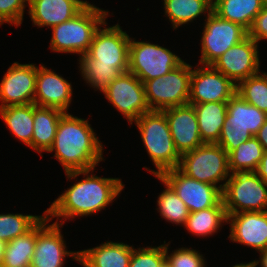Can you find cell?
<instances>
[{"label": "cell", "mask_w": 267, "mask_h": 267, "mask_svg": "<svg viewBox=\"0 0 267 267\" xmlns=\"http://www.w3.org/2000/svg\"><path fill=\"white\" fill-rule=\"evenodd\" d=\"M94 170L95 168L65 173L68 180H74L80 175H83V179L67 188L45 210V215L50 221L57 218L56 223L64 225L65 221L75 217L97 214L116 200L124 190L122 179L100 177L93 174Z\"/></svg>", "instance_id": "cell-1"}, {"label": "cell", "mask_w": 267, "mask_h": 267, "mask_svg": "<svg viewBox=\"0 0 267 267\" xmlns=\"http://www.w3.org/2000/svg\"><path fill=\"white\" fill-rule=\"evenodd\" d=\"M89 120L64 113L58 123L52 146L47 153L63 166L65 173L96 168L104 159L103 144Z\"/></svg>", "instance_id": "cell-2"}, {"label": "cell", "mask_w": 267, "mask_h": 267, "mask_svg": "<svg viewBox=\"0 0 267 267\" xmlns=\"http://www.w3.org/2000/svg\"><path fill=\"white\" fill-rule=\"evenodd\" d=\"M134 123L148 157L157 170L144 168L155 177L167 170L178 168L181 156L175 149L165 113L151 110L141 115Z\"/></svg>", "instance_id": "cell-3"}, {"label": "cell", "mask_w": 267, "mask_h": 267, "mask_svg": "<svg viewBox=\"0 0 267 267\" xmlns=\"http://www.w3.org/2000/svg\"><path fill=\"white\" fill-rule=\"evenodd\" d=\"M109 11L94 5L83 9L72 19L53 26L49 48L54 53L81 55L88 51L99 27L105 23Z\"/></svg>", "instance_id": "cell-4"}, {"label": "cell", "mask_w": 267, "mask_h": 267, "mask_svg": "<svg viewBox=\"0 0 267 267\" xmlns=\"http://www.w3.org/2000/svg\"><path fill=\"white\" fill-rule=\"evenodd\" d=\"M178 169L190 178L212 184L221 190L231 175L228 153L217 143H203L182 154Z\"/></svg>", "instance_id": "cell-5"}, {"label": "cell", "mask_w": 267, "mask_h": 267, "mask_svg": "<svg viewBox=\"0 0 267 267\" xmlns=\"http://www.w3.org/2000/svg\"><path fill=\"white\" fill-rule=\"evenodd\" d=\"M227 214L267 211V184L252 170L233 171L222 190Z\"/></svg>", "instance_id": "cell-6"}, {"label": "cell", "mask_w": 267, "mask_h": 267, "mask_svg": "<svg viewBox=\"0 0 267 267\" xmlns=\"http://www.w3.org/2000/svg\"><path fill=\"white\" fill-rule=\"evenodd\" d=\"M184 60L166 47L149 41H136L131 37L129 44L128 71L143 83L164 76L181 65Z\"/></svg>", "instance_id": "cell-7"}, {"label": "cell", "mask_w": 267, "mask_h": 267, "mask_svg": "<svg viewBox=\"0 0 267 267\" xmlns=\"http://www.w3.org/2000/svg\"><path fill=\"white\" fill-rule=\"evenodd\" d=\"M192 65L185 61L171 72L144 83L150 110L162 111L188 103Z\"/></svg>", "instance_id": "cell-8"}, {"label": "cell", "mask_w": 267, "mask_h": 267, "mask_svg": "<svg viewBox=\"0 0 267 267\" xmlns=\"http://www.w3.org/2000/svg\"><path fill=\"white\" fill-rule=\"evenodd\" d=\"M205 18L198 65H212L229 48L248 36L244 27L221 19L214 12Z\"/></svg>", "instance_id": "cell-9"}, {"label": "cell", "mask_w": 267, "mask_h": 267, "mask_svg": "<svg viewBox=\"0 0 267 267\" xmlns=\"http://www.w3.org/2000/svg\"><path fill=\"white\" fill-rule=\"evenodd\" d=\"M49 222L44 215L36 224V244L30 267H65L66 257L79 262V251L67 250L66 241L61 234L64 225Z\"/></svg>", "instance_id": "cell-10"}, {"label": "cell", "mask_w": 267, "mask_h": 267, "mask_svg": "<svg viewBox=\"0 0 267 267\" xmlns=\"http://www.w3.org/2000/svg\"><path fill=\"white\" fill-rule=\"evenodd\" d=\"M102 93L130 125L141 115L151 111L146 100L144 83L129 71L114 79Z\"/></svg>", "instance_id": "cell-11"}, {"label": "cell", "mask_w": 267, "mask_h": 267, "mask_svg": "<svg viewBox=\"0 0 267 267\" xmlns=\"http://www.w3.org/2000/svg\"><path fill=\"white\" fill-rule=\"evenodd\" d=\"M107 26L105 21L96 31L86 55L97 64L113 65L122 73L128 72L131 38L118 23Z\"/></svg>", "instance_id": "cell-12"}, {"label": "cell", "mask_w": 267, "mask_h": 267, "mask_svg": "<svg viewBox=\"0 0 267 267\" xmlns=\"http://www.w3.org/2000/svg\"><path fill=\"white\" fill-rule=\"evenodd\" d=\"M186 204L190 213L216 206L222 200V190L209 183L200 182L170 169L159 176Z\"/></svg>", "instance_id": "cell-13"}, {"label": "cell", "mask_w": 267, "mask_h": 267, "mask_svg": "<svg viewBox=\"0 0 267 267\" xmlns=\"http://www.w3.org/2000/svg\"><path fill=\"white\" fill-rule=\"evenodd\" d=\"M190 78L189 104L227 102L235 93L237 85L212 65L193 69Z\"/></svg>", "instance_id": "cell-14"}, {"label": "cell", "mask_w": 267, "mask_h": 267, "mask_svg": "<svg viewBox=\"0 0 267 267\" xmlns=\"http://www.w3.org/2000/svg\"><path fill=\"white\" fill-rule=\"evenodd\" d=\"M258 45L254 39L247 36L223 53L212 66L237 85L260 72Z\"/></svg>", "instance_id": "cell-15"}, {"label": "cell", "mask_w": 267, "mask_h": 267, "mask_svg": "<svg viewBox=\"0 0 267 267\" xmlns=\"http://www.w3.org/2000/svg\"><path fill=\"white\" fill-rule=\"evenodd\" d=\"M36 64L14 62L0 82V108L34 103Z\"/></svg>", "instance_id": "cell-16"}, {"label": "cell", "mask_w": 267, "mask_h": 267, "mask_svg": "<svg viewBox=\"0 0 267 267\" xmlns=\"http://www.w3.org/2000/svg\"><path fill=\"white\" fill-rule=\"evenodd\" d=\"M228 238L233 243L251 247L259 253L267 249V211L227 214Z\"/></svg>", "instance_id": "cell-17"}, {"label": "cell", "mask_w": 267, "mask_h": 267, "mask_svg": "<svg viewBox=\"0 0 267 267\" xmlns=\"http://www.w3.org/2000/svg\"><path fill=\"white\" fill-rule=\"evenodd\" d=\"M165 113L175 149L181 156L204 142L199 133L197 115L192 104L162 110Z\"/></svg>", "instance_id": "cell-18"}, {"label": "cell", "mask_w": 267, "mask_h": 267, "mask_svg": "<svg viewBox=\"0 0 267 267\" xmlns=\"http://www.w3.org/2000/svg\"><path fill=\"white\" fill-rule=\"evenodd\" d=\"M72 84L54 70L40 64L36 66L34 104L39 107L56 108L68 113L73 96Z\"/></svg>", "instance_id": "cell-19"}, {"label": "cell", "mask_w": 267, "mask_h": 267, "mask_svg": "<svg viewBox=\"0 0 267 267\" xmlns=\"http://www.w3.org/2000/svg\"><path fill=\"white\" fill-rule=\"evenodd\" d=\"M28 13L34 26L52 28L68 21L83 8L73 0H28Z\"/></svg>", "instance_id": "cell-20"}, {"label": "cell", "mask_w": 267, "mask_h": 267, "mask_svg": "<svg viewBox=\"0 0 267 267\" xmlns=\"http://www.w3.org/2000/svg\"><path fill=\"white\" fill-rule=\"evenodd\" d=\"M132 245L106 241L99 246L79 251V262L83 267H129Z\"/></svg>", "instance_id": "cell-21"}, {"label": "cell", "mask_w": 267, "mask_h": 267, "mask_svg": "<svg viewBox=\"0 0 267 267\" xmlns=\"http://www.w3.org/2000/svg\"><path fill=\"white\" fill-rule=\"evenodd\" d=\"M63 111L56 108L39 107L34 104V122L32 134V149L41 157L52 146L57 126Z\"/></svg>", "instance_id": "cell-22"}, {"label": "cell", "mask_w": 267, "mask_h": 267, "mask_svg": "<svg viewBox=\"0 0 267 267\" xmlns=\"http://www.w3.org/2000/svg\"><path fill=\"white\" fill-rule=\"evenodd\" d=\"M197 115L199 133L204 143H217L226 120L227 102L192 104Z\"/></svg>", "instance_id": "cell-23"}, {"label": "cell", "mask_w": 267, "mask_h": 267, "mask_svg": "<svg viewBox=\"0 0 267 267\" xmlns=\"http://www.w3.org/2000/svg\"><path fill=\"white\" fill-rule=\"evenodd\" d=\"M212 12L221 19L234 22L247 31L262 10L261 0H213Z\"/></svg>", "instance_id": "cell-24"}, {"label": "cell", "mask_w": 267, "mask_h": 267, "mask_svg": "<svg viewBox=\"0 0 267 267\" xmlns=\"http://www.w3.org/2000/svg\"><path fill=\"white\" fill-rule=\"evenodd\" d=\"M267 119V114L246 102L235 93L227 101V115L223 125H239L248 129L255 136Z\"/></svg>", "instance_id": "cell-25"}, {"label": "cell", "mask_w": 267, "mask_h": 267, "mask_svg": "<svg viewBox=\"0 0 267 267\" xmlns=\"http://www.w3.org/2000/svg\"><path fill=\"white\" fill-rule=\"evenodd\" d=\"M165 16L173 29L212 13L213 0H163Z\"/></svg>", "instance_id": "cell-26"}, {"label": "cell", "mask_w": 267, "mask_h": 267, "mask_svg": "<svg viewBox=\"0 0 267 267\" xmlns=\"http://www.w3.org/2000/svg\"><path fill=\"white\" fill-rule=\"evenodd\" d=\"M0 116L11 134L32 149L34 103L0 108Z\"/></svg>", "instance_id": "cell-27"}, {"label": "cell", "mask_w": 267, "mask_h": 267, "mask_svg": "<svg viewBox=\"0 0 267 267\" xmlns=\"http://www.w3.org/2000/svg\"><path fill=\"white\" fill-rule=\"evenodd\" d=\"M227 224V213L221 200L216 206L189 213L184 228L193 236L209 237Z\"/></svg>", "instance_id": "cell-28"}, {"label": "cell", "mask_w": 267, "mask_h": 267, "mask_svg": "<svg viewBox=\"0 0 267 267\" xmlns=\"http://www.w3.org/2000/svg\"><path fill=\"white\" fill-rule=\"evenodd\" d=\"M36 244V225L24 235L6 244L0 265L4 267H30Z\"/></svg>", "instance_id": "cell-29"}, {"label": "cell", "mask_w": 267, "mask_h": 267, "mask_svg": "<svg viewBox=\"0 0 267 267\" xmlns=\"http://www.w3.org/2000/svg\"><path fill=\"white\" fill-rule=\"evenodd\" d=\"M79 72L84 81L95 91L102 93L106 87L122 72L115 68L113 65L97 64L94 60L90 59L86 54L79 57Z\"/></svg>", "instance_id": "cell-30"}, {"label": "cell", "mask_w": 267, "mask_h": 267, "mask_svg": "<svg viewBox=\"0 0 267 267\" xmlns=\"http://www.w3.org/2000/svg\"><path fill=\"white\" fill-rule=\"evenodd\" d=\"M156 178L165 185V189L157 197L156 210H158L161 218L165 219L168 223L171 222L172 224L184 227L190 213L186 204L166 182L159 176H156Z\"/></svg>", "instance_id": "cell-31"}, {"label": "cell", "mask_w": 267, "mask_h": 267, "mask_svg": "<svg viewBox=\"0 0 267 267\" xmlns=\"http://www.w3.org/2000/svg\"><path fill=\"white\" fill-rule=\"evenodd\" d=\"M264 149L258 139L253 136L241 143L228 155L230 173L236 170L256 171L263 157Z\"/></svg>", "instance_id": "cell-32"}, {"label": "cell", "mask_w": 267, "mask_h": 267, "mask_svg": "<svg viewBox=\"0 0 267 267\" xmlns=\"http://www.w3.org/2000/svg\"><path fill=\"white\" fill-rule=\"evenodd\" d=\"M236 93L267 114V72L260 71L240 81L237 84Z\"/></svg>", "instance_id": "cell-33"}, {"label": "cell", "mask_w": 267, "mask_h": 267, "mask_svg": "<svg viewBox=\"0 0 267 267\" xmlns=\"http://www.w3.org/2000/svg\"><path fill=\"white\" fill-rule=\"evenodd\" d=\"M45 215H28L20 213L0 214V240L8 243L18 236L30 231Z\"/></svg>", "instance_id": "cell-34"}, {"label": "cell", "mask_w": 267, "mask_h": 267, "mask_svg": "<svg viewBox=\"0 0 267 267\" xmlns=\"http://www.w3.org/2000/svg\"><path fill=\"white\" fill-rule=\"evenodd\" d=\"M169 245L170 241L168 243L165 241V258L169 267H207L206 258L199 251L193 248L181 247L169 253Z\"/></svg>", "instance_id": "cell-35"}, {"label": "cell", "mask_w": 267, "mask_h": 267, "mask_svg": "<svg viewBox=\"0 0 267 267\" xmlns=\"http://www.w3.org/2000/svg\"><path fill=\"white\" fill-rule=\"evenodd\" d=\"M166 262L165 241L158 246L133 247L129 267H161Z\"/></svg>", "instance_id": "cell-36"}, {"label": "cell", "mask_w": 267, "mask_h": 267, "mask_svg": "<svg viewBox=\"0 0 267 267\" xmlns=\"http://www.w3.org/2000/svg\"><path fill=\"white\" fill-rule=\"evenodd\" d=\"M252 133L244 126L239 125H223L221 136L217 142L228 155L236 150L237 147L252 138Z\"/></svg>", "instance_id": "cell-37"}, {"label": "cell", "mask_w": 267, "mask_h": 267, "mask_svg": "<svg viewBox=\"0 0 267 267\" xmlns=\"http://www.w3.org/2000/svg\"><path fill=\"white\" fill-rule=\"evenodd\" d=\"M27 6L28 0H0V25L7 23L20 26Z\"/></svg>", "instance_id": "cell-38"}, {"label": "cell", "mask_w": 267, "mask_h": 267, "mask_svg": "<svg viewBox=\"0 0 267 267\" xmlns=\"http://www.w3.org/2000/svg\"><path fill=\"white\" fill-rule=\"evenodd\" d=\"M248 36L258 44L262 40H267V7H263L256 15L248 30Z\"/></svg>", "instance_id": "cell-39"}, {"label": "cell", "mask_w": 267, "mask_h": 267, "mask_svg": "<svg viewBox=\"0 0 267 267\" xmlns=\"http://www.w3.org/2000/svg\"><path fill=\"white\" fill-rule=\"evenodd\" d=\"M255 173L267 184V151H264Z\"/></svg>", "instance_id": "cell-40"}, {"label": "cell", "mask_w": 267, "mask_h": 267, "mask_svg": "<svg viewBox=\"0 0 267 267\" xmlns=\"http://www.w3.org/2000/svg\"><path fill=\"white\" fill-rule=\"evenodd\" d=\"M255 137L262 145L264 151H267V119L265 120L264 124L260 127Z\"/></svg>", "instance_id": "cell-41"}, {"label": "cell", "mask_w": 267, "mask_h": 267, "mask_svg": "<svg viewBox=\"0 0 267 267\" xmlns=\"http://www.w3.org/2000/svg\"><path fill=\"white\" fill-rule=\"evenodd\" d=\"M259 260H252L254 263V266L257 267L260 263L261 267H267V249L263 250L259 253Z\"/></svg>", "instance_id": "cell-42"}, {"label": "cell", "mask_w": 267, "mask_h": 267, "mask_svg": "<svg viewBox=\"0 0 267 267\" xmlns=\"http://www.w3.org/2000/svg\"><path fill=\"white\" fill-rule=\"evenodd\" d=\"M6 242L0 240V264L2 262V259H3V255H4V252H5V248H6Z\"/></svg>", "instance_id": "cell-43"}, {"label": "cell", "mask_w": 267, "mask_h": 267, "mask_svg": "<svg viewBox=\"0 0 267 267\" xmlns=\"http://www.w3.org/2000/svg\"><path fill=\"white\" fill-rule=\"evenodd\" d=\"M231 267H255L253 261H250L248 263H237L235 265H232Z\"/></svg>", "instance_id": "cell-44"}, {"label": "cell", "mask_w": 267, "mask_h": 267, "mask_svg": "<svg viewBox=\"0 0 267 267\" xmlns=\"http://www.w3.org/2000/svg\"><path fill=\"white\" fill-rule=\"evenodd\" d=\"M73 1H76L83 9L92 5L91 3L87 2V1H83V0H73Z\"/></svg>", "instance_id": "cell-45"}, {"label": "cell", "mask_w": 267, "mask_h": 267, "mask_svg": "<svg viewBox=\"0 0 267 267\" xmlns=\"http://www.w3.org/2000/svg\"><path fill=\"white\" fill-rule=\"evenodd\" d=\"M261 4L263 7H267V0H261Z\"/></svg>", "instance_id": "cell-46"}, {"label": "cell", "mask_w": 267, "mask_h": 267, "mask_svg": "<svg viewBox=\"0 0 267 267\" xmlns=\"http://www.w3.org/2000/svg\"><path fill=\"white\" fill-rule=\"evenodd\" d=\"M161 267H169V265L165 262Z\"/></svg>", "instance_id": "cell-47"}]
</instances>
